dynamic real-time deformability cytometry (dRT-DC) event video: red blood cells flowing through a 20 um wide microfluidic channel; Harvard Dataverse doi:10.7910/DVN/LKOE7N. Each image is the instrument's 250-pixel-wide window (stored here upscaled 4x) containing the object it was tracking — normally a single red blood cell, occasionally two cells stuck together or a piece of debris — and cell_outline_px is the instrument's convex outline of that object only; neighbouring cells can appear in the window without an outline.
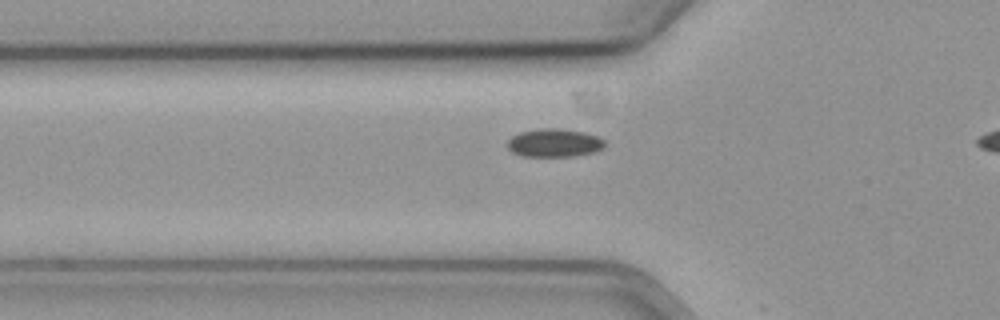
{"species": "common noctule bat (a hibernating species)", "species_latin": "Nyctalus noctula", "temperature_condition": "cold", "stored_images_in_passage": 43, "camera_frame_rate_fps": 3000, "um_per_image_px": 0.085, "animal": {"sex": "female", "body_mass_g": 19.3, "forearm_length_mm": 54.1}, "frame": {"image": 1, "passage_image": 13, "time_ms": 4.0, "image_size_px": [1000, 320], "cell_outline_px": [[604, 148], [592, 152], [572, 156], [524, 156], [512, 152], [508, 148], [508, 140], [512, 136], [520, 132], [536, 128], [560, 128], [584, 132], [596, 136], [604, 140]], "centroid_in_image_um": [47.09, 12.13], "position_along_channel_um": 78.7, "area_um2": 15.95}}
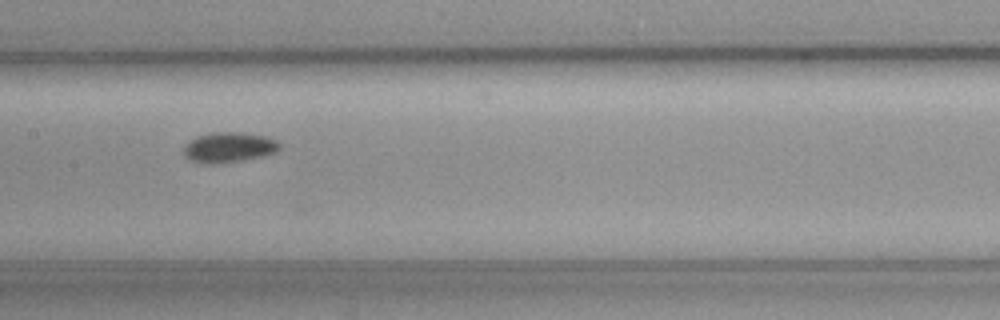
{"frame": {"image": 2, "passage_image": 22, "time_ms": 7.0, "image_size_px": [1000, 320], "cell_outline_px": [[280, 148], [276, 152], [264, 156], [240, 160], [188, 160], [184, 156], [184, 144], [196, 136], [212, 132], [240, 132], [264, 136], [276, 140], [280, 144]], "centroid_in_image_um": [19.49, 12.46], "position_along_channel_um": 187.9, "area_um2": 16.13}}
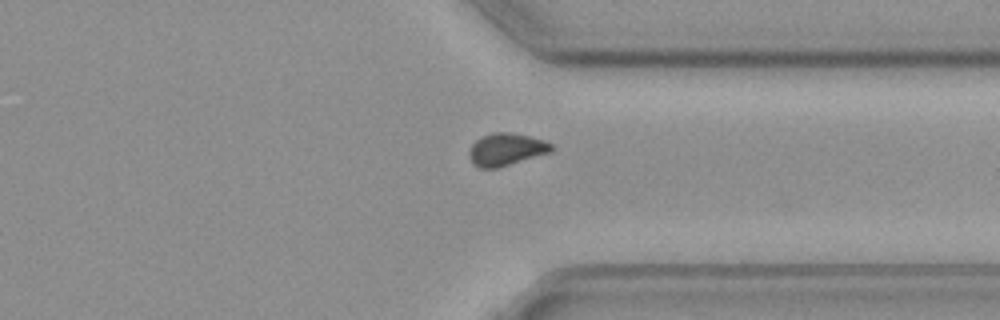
{"frame": {"image": 3, "passage_image": 37, "time_ms": 12.0, "image_size_px": [1000, 320], "cell_outline_px": [[556, 148], [552, 152], [496, 168], [480, 168], [472, 164], [468, 152], [472, 144], [476, 140], [492, 132], [508, 132], [528, 136], [544, 140], [552, 144]], "centroid_in_image_um": [43.04, 12.7], "position_along_channel_um": 368.4, "area_um2": 15.55}}